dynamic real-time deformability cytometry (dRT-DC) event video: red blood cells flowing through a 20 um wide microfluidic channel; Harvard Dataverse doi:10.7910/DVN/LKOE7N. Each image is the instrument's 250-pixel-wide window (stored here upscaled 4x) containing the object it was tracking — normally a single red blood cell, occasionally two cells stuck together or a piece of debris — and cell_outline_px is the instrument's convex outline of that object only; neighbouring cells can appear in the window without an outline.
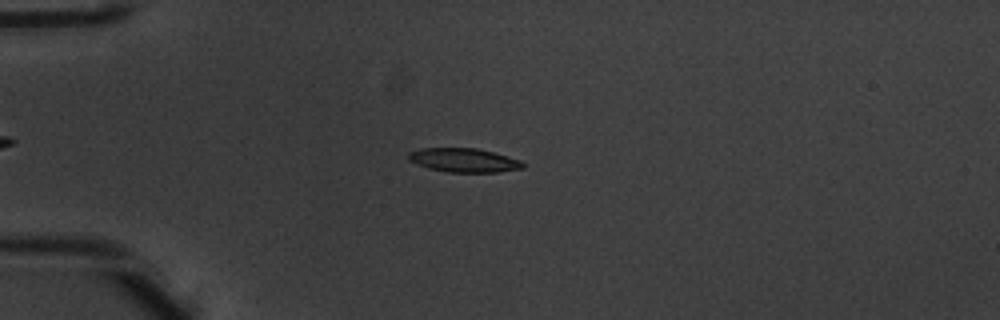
{"species": "common noctule bat (a hibernating species)", "species_latin": "Nyctalus noctula", "temperature_condition": "warm", "stored_images_in_passage": 7, "camera_frame_rate_fps": 3000, "um_per_image_px": 0.085, "animal": {"sex": "male", "body_mass_g": 20.1, "forearm_length_mm": 53.5}, "frame": {"image": 1, "passage_image": 5, "time_ms": 1.333, "image_size_px": [1000, 320], "cell_outline_px": [[524, 168], [496, 172], [448, 172], [428, 168], [416, 164], [408, 160], [408, 152], [420, 148], [476, 148], [492, 152], [520, 160], [524, 164]], "centroid_in_image_um": [39.38, 13.61], "position_along_channel_um": 45.6, "area_um2": 15.9}}